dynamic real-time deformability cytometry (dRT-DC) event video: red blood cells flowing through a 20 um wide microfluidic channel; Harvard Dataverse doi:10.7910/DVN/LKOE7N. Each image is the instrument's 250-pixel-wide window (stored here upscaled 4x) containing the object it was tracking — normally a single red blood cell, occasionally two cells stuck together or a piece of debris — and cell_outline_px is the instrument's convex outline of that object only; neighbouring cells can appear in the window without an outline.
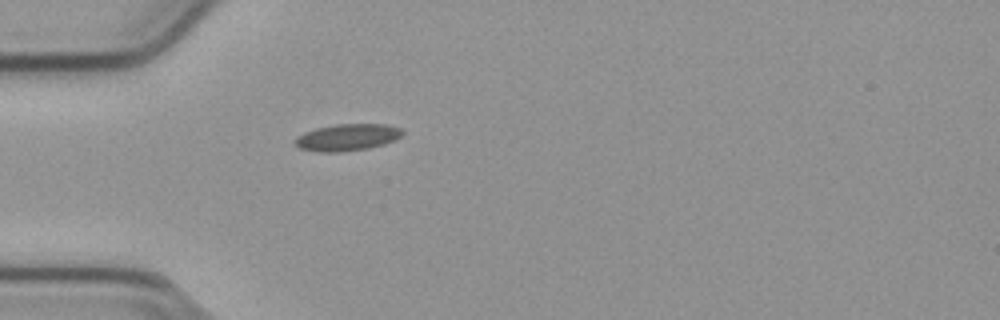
{"species": "common noctule bat (a hibernating species)", "species_latin": "Nyctalus noctula", "temperature_condition": "cold", "stored_images_in_passage": 31, "camera_frame_rate_fps": 3000, "um_per_image_px": 0.085, "animal": {"sex": "male", "body_mass_g": 23.1, "forearm_length_mm": 52.7}, "frame": {"image": 1, "passage_image": 1, "time_ms": 0.0, "image_size_px": [1000, 320], "cell_outline_px": [[404, 132], [400, 136], [384, 144], [368, 148], [336, 152], [320, 152], [300, 148], [292, 144], [292, 140], [296, 136], [304, 132], [316, 128], [336, 124], [388, 124], [400, 128]], "centroid_in_image_um": [29.45, 11.67], "position_along_channel_um": 55.5, "area_um2": 16.82}}
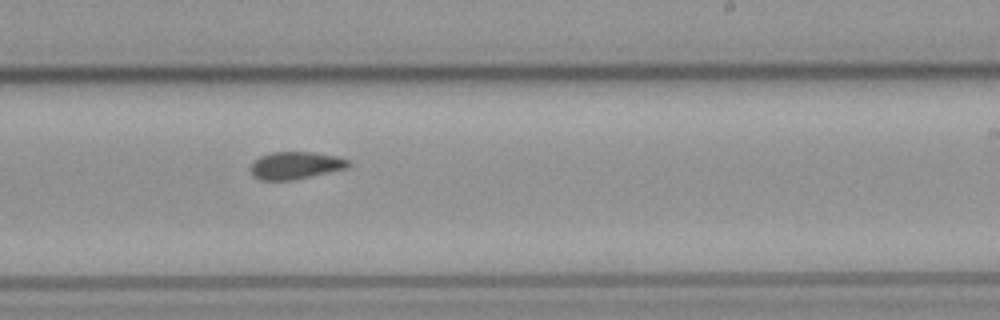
{"frame": {"image": 2, "passage_image": 18, "time_ms": 5.667, "image_size_px": [1000, 320], "cell_outline_px": [[352, 164], [348, 168], [292, 180], [260, 180], [252, 176], [248, 168], [260, 156], [272, 152], [312, 152], [336, 156], [348, 160]], "centroid_in_image_um": [25.1, 14.06], "position_along_channel_um": 263.9, "area_um2": 15.66}}
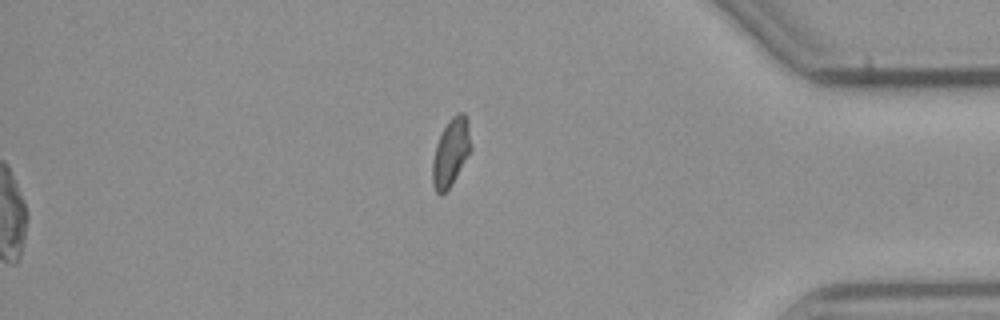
{"frame": {"image": 3, "passage_image": 31, "time_ms": 10.0, "image_size_px": [1000, 320], "cell_outline_px": [[472, 148], [456, 176], [448, 188], [440, 196], [436, 192], [432, 184], [432, 160], [436, 144], [448, 120], [456, 112], [464, 112], [468, 120], [472, 144]], "centroid_in_image_um": [38.33, 12.91], "position_along_channel_um": 396.9, "area_um2": 15.2}, "authors_computed_cell_mechanics": {"area_um2": 15.895, "velocity_mm_per_s": 3.7876, "shape_relaxation_time_tau1_ms": null, "shape_relaxation_time_tau2_ms": 3.7279, "deformation_change_tau1": null, "deformation_change_tau2": 0.0715}}